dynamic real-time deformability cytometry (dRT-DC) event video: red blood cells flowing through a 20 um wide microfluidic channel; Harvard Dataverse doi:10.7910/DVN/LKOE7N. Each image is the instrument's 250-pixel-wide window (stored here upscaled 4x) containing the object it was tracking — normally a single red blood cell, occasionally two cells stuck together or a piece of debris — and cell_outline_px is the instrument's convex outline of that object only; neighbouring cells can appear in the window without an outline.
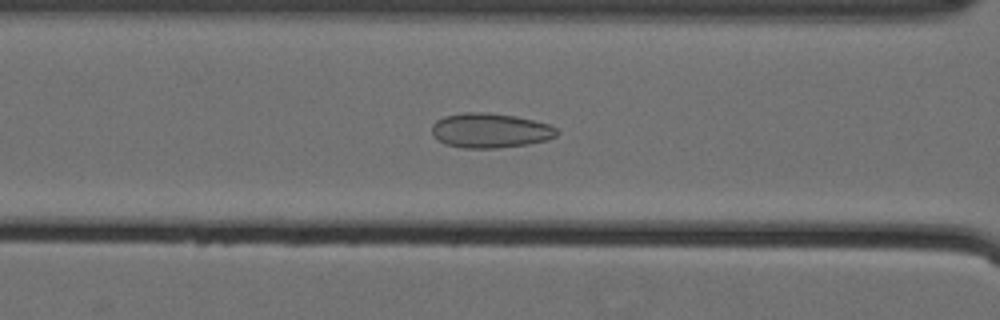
{"species": "Egyptian fruit bat (a non-hibernating species)", "species_latin": "Rousettus aegyptiacus", "temperature_condition": "cold", "stored_images_in_passage": 54, "camera_frame_rate_fps": 3000, "um_per_image_px": 0.085, "animal": {"sex": "female"}, "frame": {"image": 1, "passage_image": 22, "time_ms": 7.0, "image_size_px": [1000, 320], "cell_outline_px": [[556, 136], [548, 140], [528, 144], [496, 148], [464, 148], [444, 144], [432, 132], [432, 124], [436, 120], [444, 116], [464, 112], [488, 112], [516, 116], [548, 124], [556, 128]], "centroid_in_image_um": [41.65, 11.09], "position_along_channel_um": 124.9, "area_um2": 25.2}}
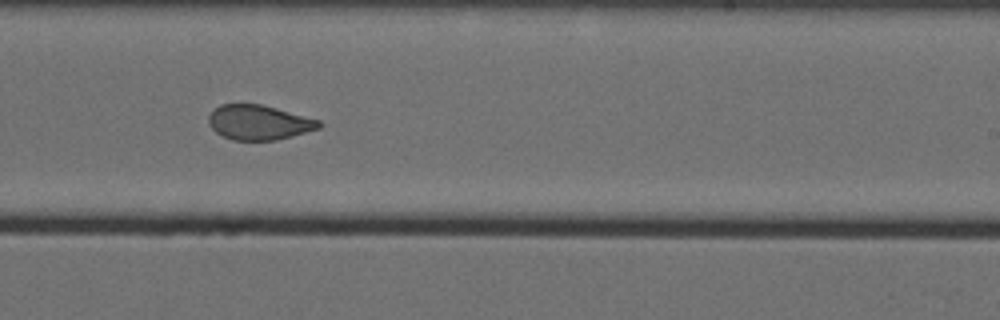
{"frame": {"image": 2, "passage_image": 34, "time_ms": 11.0, "image_size_px": [1000, 320], "cell_outline_px": [[324, 124], [320, 128], [292, 136], [276, 140], [232, 140], [216, 132], [208, 124], [208, 116], [220, 104], [260, 104], [276, 108], [320, 120]], "centroid_in_image_um": [22.02, 10.41], "position_along_channel_um": 267.0, "area_um2": 22.31}}
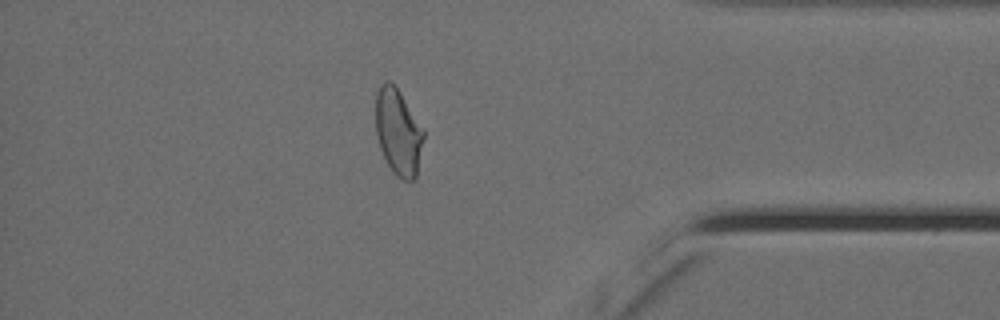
{"frame": {"image": 3, "passage_image": 47, "time_ms": 15.333, "image_size_px": [1000, 320], "cell_outline_px": [[424, 136], [416, 176], [412, 180], [404, 180], [396, 176], [392, 172], [380, 148], [376, 132], [376, 92], [380, 84], [384, 80], [388, 80], [400, 92], [424, 128]], "centroid_in_image_um": [33.85, 11.2], "position_along_channel_um": 401.4, "area_um2": 24.04}, "authors_computed_cell_mechanics": {"area_um2": 24.854, "velocity_mm_per_s": 3.5667, "shape_relaxation_time_tau1_ms": null, "shape_relaxation_time_tau2_ms": 1.1165, "deformation_change_tau1": null, "deformation_change_tau2": 0.0612}}